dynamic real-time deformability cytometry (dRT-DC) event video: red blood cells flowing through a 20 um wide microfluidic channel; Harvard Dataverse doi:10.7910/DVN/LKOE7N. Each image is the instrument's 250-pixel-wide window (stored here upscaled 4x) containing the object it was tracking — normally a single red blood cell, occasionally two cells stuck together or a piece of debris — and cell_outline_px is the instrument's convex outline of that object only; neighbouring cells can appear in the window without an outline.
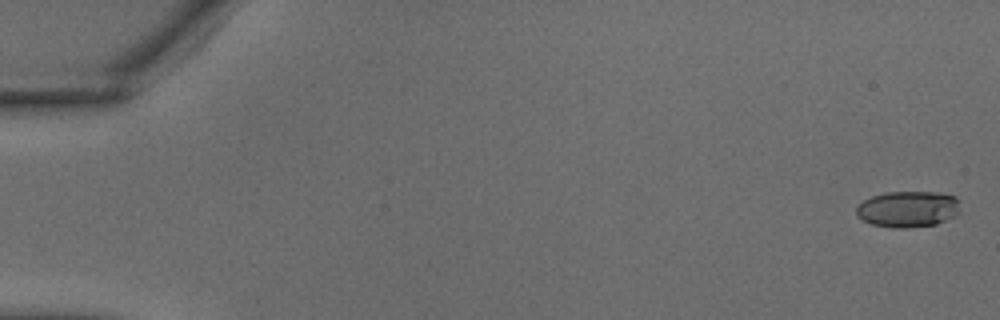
{"species": "common noctule bat (a hibernating species)", "species_latin": "Nyctalus noctula", "temperature_condition": "warm", "stored_images_in_passage": 37, "camera_frame_rate_fps": 3000, "um_per_image_px": 0.085, "animal": {"sex": "male", "body_mass_g": 18.8}, "frame": {"image": 1, "passage_image": 1, "time_ms": 0.0, "image_size_px": [1000, 320], "cell_outline_px": [[960, 212], [956, 216], [936, 224], [908, 228], [896, 228], [872, 224], [856, 216], [856, 208], [864, 200], [872, 196], [884, 192], [940, 192], [956, 196]], "centroid_in_image_um": [77.19, 17.77], "position_along_channel_um": 7.8, "area_um2": 22.02}}
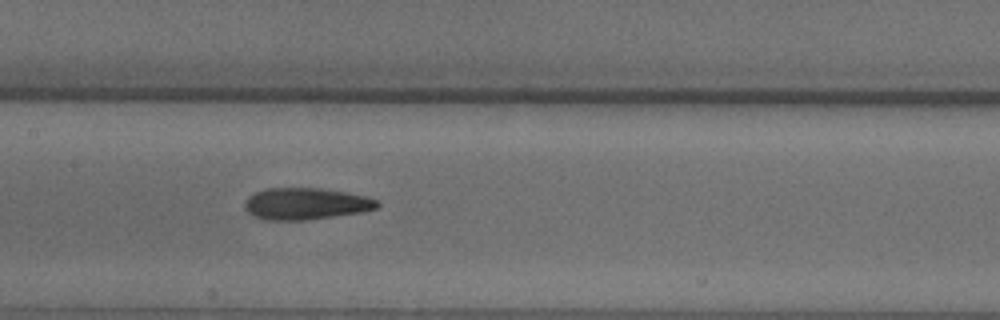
{"frame": {"image": 2, "passage_image": 19, "time_ms": 6.0, "image_size_px": [1000, 320], "cell_outline_px": [[380, 204], [376, 208], [364, 212], [308, 220], [264, 220], [252, 216], [244, 208], [244, 204], [248, 196], [264, 188], [320, 188], [368, 196], [380, 200]], "centroid_in_image_um": [26.0, 17.32], "position_along_channel_um": 181.4, "area_um2": 24.85}}
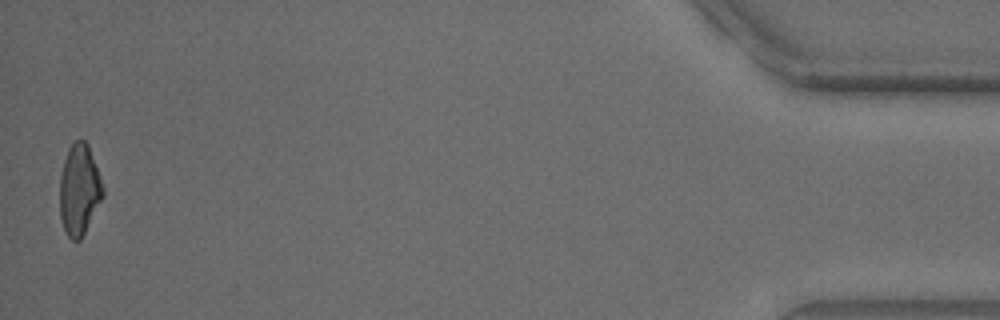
{"frame": {"image": 3, "passage_image": 37, "time_ms": 12.0, "image_size_px": [1000, 320], "cell_outline_px": [[104, 196], [80, 240], [72, 240], [68, 236], [64, 228], [60, 216], [60, 176], [64, 160], [68, 148], [76, 140], [84, 140], [88, 144], [104, 188]], "centroid_in_image_um": [6.74, 16.12], "position_along_channel_um": 428.5, "area_um2": 22.66}}